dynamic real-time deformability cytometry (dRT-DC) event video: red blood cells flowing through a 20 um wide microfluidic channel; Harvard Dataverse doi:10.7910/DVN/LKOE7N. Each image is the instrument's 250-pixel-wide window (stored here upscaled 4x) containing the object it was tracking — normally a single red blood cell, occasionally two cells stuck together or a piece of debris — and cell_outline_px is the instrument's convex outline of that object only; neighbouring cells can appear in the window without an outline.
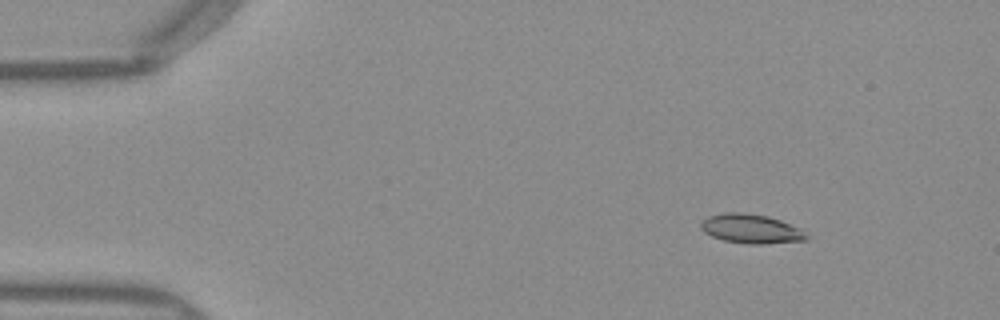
{"species": "Egyptian fruit bat (a non-hibernating species)", "species_latin": "Rousettus aegyptiacus", "temperature_condition": "warm", "stored_images_in_passage": 45, "camera_frame_rate_fps": 3000, "um_per_image_px": 0.085, "frame": {"image": 1, "passage_image": 1, "time_ms": 0.0, "image_size_px": [1000, 320], "cell_outline_px": [[808, 240], [764, 244], [752, 244], [724, 240], [712, 236], [704, 232], [700, 228], [700, 220], [708, 216], [724, 212], [744, 212], [768, 216], [780, 220], [800, 228], [808, 236]], "centroid_in_image_um": [63.82, 19.43], "position_along_channel_um": 21.2, "area_um2": 18.09}}
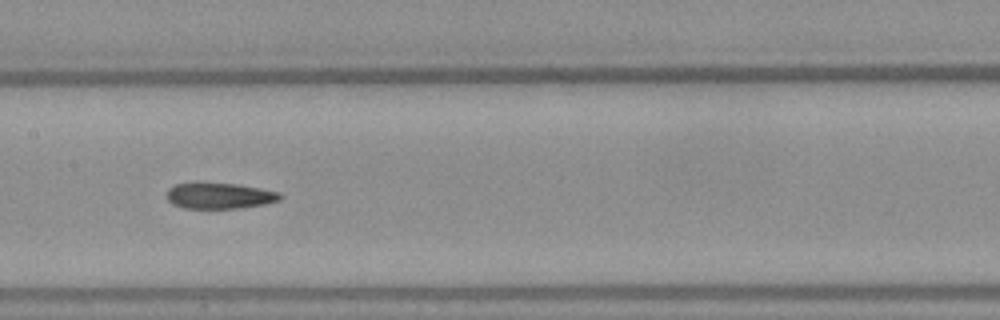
{"frame": {"image": 2, "passage_image": 20, "time_ms": 6.333, "image_size_px": [1000, 320], "cell_outline_px": [[284, 196], [280, 200], [264, 204], [240, 208], [184, 208], [172, 204], [168, 200], [168, 188], [176, 184], [196, 180], [236, 184], [260, 188], [280, 192]], "centroid_in_image_um": [18.64, 16.6], "position_along_channel_um": 188.8, "area_um2": 17.69}}
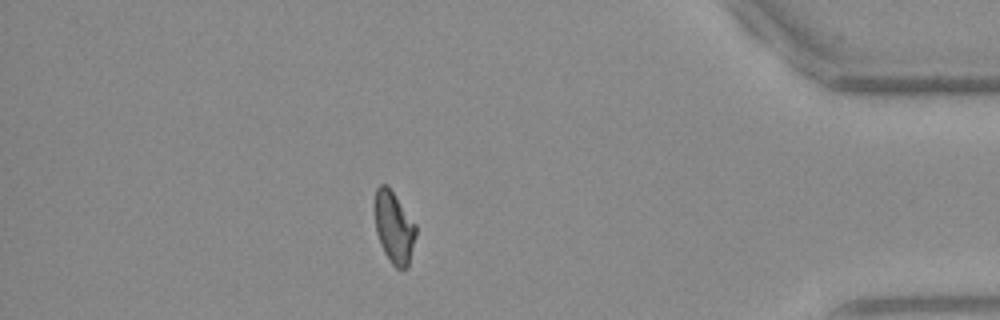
{"frame": {"image": 3, "passage_image": 39, "time_ms": 12.667, "image_size_px": [1000, 320], "cell_outline_px": [[416, 236], [408, 268], [396, 268], [388, 260], [380, 244], [376, 232], [372, 208], [372, 204], [376, 188], [380, 184], [388, 184], [416, 224]], "centroid_in_image_um": [33.45, 19.28], "position_along_channel_um": 401.8, "area_um2": 17.92}, "authors_computed_cell_mechanics": {"area_um2": 17.7446, "velocity_mm_per_s": 4.0016, "shape_relaxation_time_tau1_ms": null, "shape_relaxation_time_tau2_ms": 2.4676, "deformation_change_tau1": null, "deformation_change_tau2": 0.0856}}